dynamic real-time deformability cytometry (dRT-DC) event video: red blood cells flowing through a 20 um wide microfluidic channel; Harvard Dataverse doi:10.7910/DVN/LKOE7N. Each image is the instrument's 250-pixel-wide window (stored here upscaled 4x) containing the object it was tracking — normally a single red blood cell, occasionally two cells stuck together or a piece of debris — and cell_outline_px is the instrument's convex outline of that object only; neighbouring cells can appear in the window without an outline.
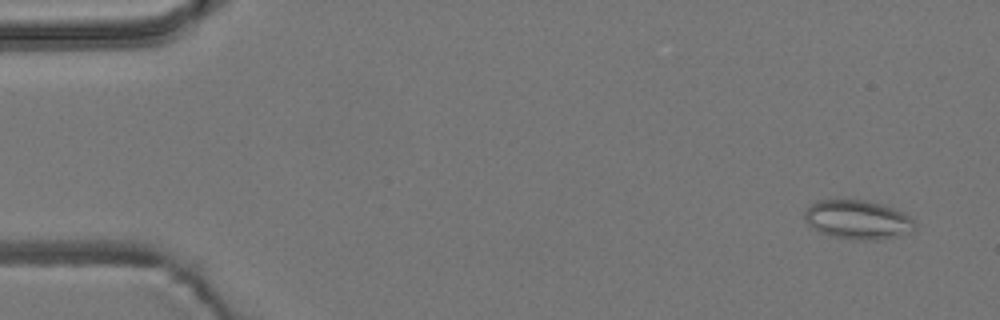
{"species": "common noctule bat (a hibernating species)", "species_latin": "Nyctalus noctula", "temperature_condition": "room temperature", "stored_images_in_passage": 5, "camera_frame_rate_fps": 3000, "um_per_image_px": 0.085, "animal": {"sex": "male", "body_mass_g": 19.2, "forearm_length_mm": 51.8}, "frame": {"image": 1, "passage_image": 1, "time_ms": 0.0, "image_size_px": [1000, 320], "cell_outline_px": [[916, 228], [908, 232], [896, 236], [876, 240], [856, 240], [832, 236], [820, 232], [808, 224], [804, 220], [804, 212], [816, 200], [864, 200], [880, 204], [904, 212], [916, 224]], "centroid_in_image_um": [72.89, 18.68], "position_along_channel_um": 12.1, "area_um2": 24.85}}
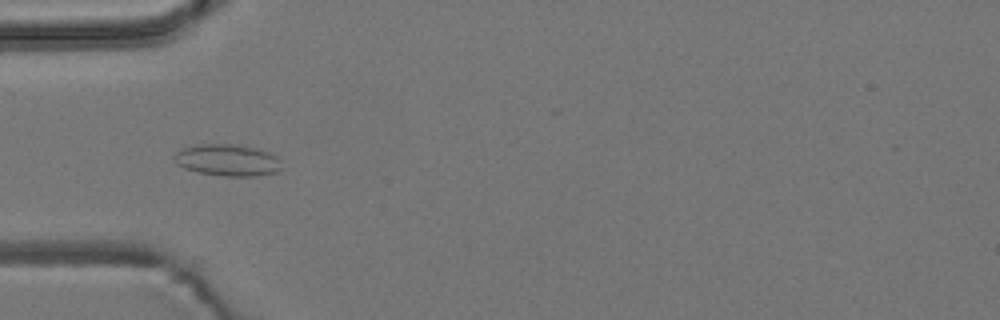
{"frame": {"image": 2, "passage_image": 5, "time_ms": 4.667, "image_size_px": [1000, 320], "cell_outline_px": [[280, 168], [276, 172], [256, 176], [224, 176], [196, 172], [184, 168], [176, 164], [172, 156], [180, 148], [196, 144], [236, 144], [256, 148], [268, 152], [276, 156], [280, 160]], "centroid_in_image_um": [19.28, 13.6], "position_along_channel_um": 65.7, "area_um2": 20.06}}